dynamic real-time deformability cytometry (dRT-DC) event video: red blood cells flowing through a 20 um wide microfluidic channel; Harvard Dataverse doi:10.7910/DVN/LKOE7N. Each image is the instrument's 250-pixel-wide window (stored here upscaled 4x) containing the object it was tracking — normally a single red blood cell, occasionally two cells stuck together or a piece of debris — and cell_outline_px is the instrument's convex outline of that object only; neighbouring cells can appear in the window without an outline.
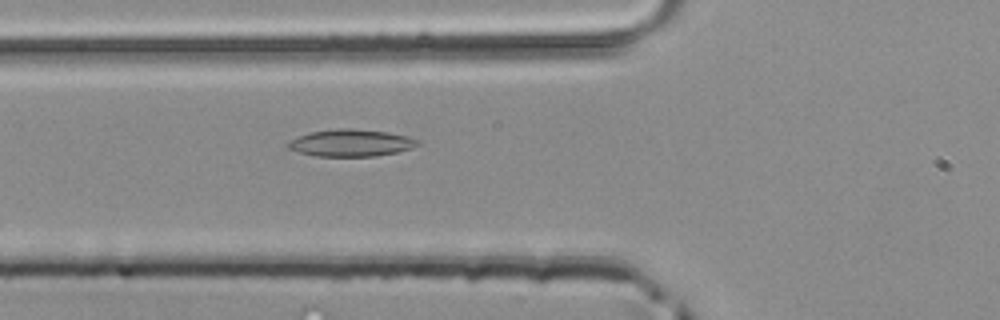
{"species": "common noctule bat (a hibernating species)", "species_latin": "Nyctalus noctula", "temperature_condition": "room temperature", "stored_images_in_passage": 42, "camera_frame_rate_fps": 3000, "um_per_image_px": 0.085, "animal": {"sex": "male", "body_mass_g": 20.4}, "frame": {"image": 1, "passage_image": 11, "time_ms": 3.333, "image_size_px": [1000, 320], "cell_outline_px": [[420, 144], [412, 148], [396, 152], [376, 156], [316, 156], [300, 152], [288, 148], [288, 140], [296, 136], [308, 132], [336, 128], [352, 128], [388, 132], [408, 136], [420, 140]], "centroid_in_image_um": [29.83, 12.13], "position_along_channel_um": 96.0, "area_um2": 20.63}}
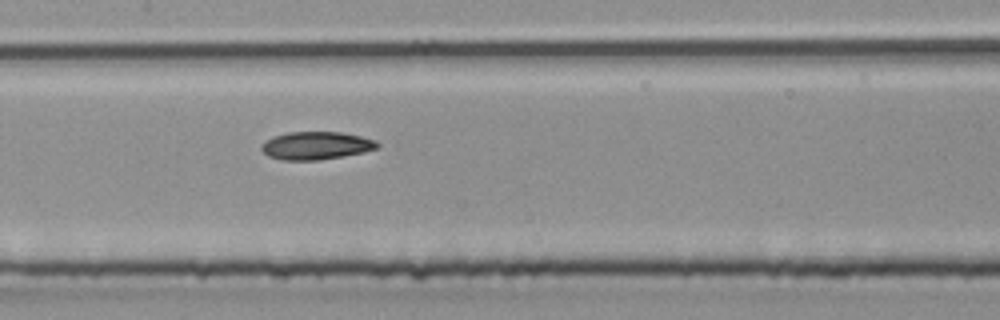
{"frame": {"image": 2, "passage_image": 17, "time_ms": 5.333, "image_size_px": [1000, 320], "cell_outline_px": [[380, 148], [364, 152], [320, 160], [280, 160], [268, 156], [260, 148], [260, 144], [272, 136], [288, 132], [340, 132], [360, 136], [376, 140], [380, 144]], "centroid_in_image_um": [26.86, 12.37], "position_along_channel_um": 180.5, "area_um2": 19.02}}
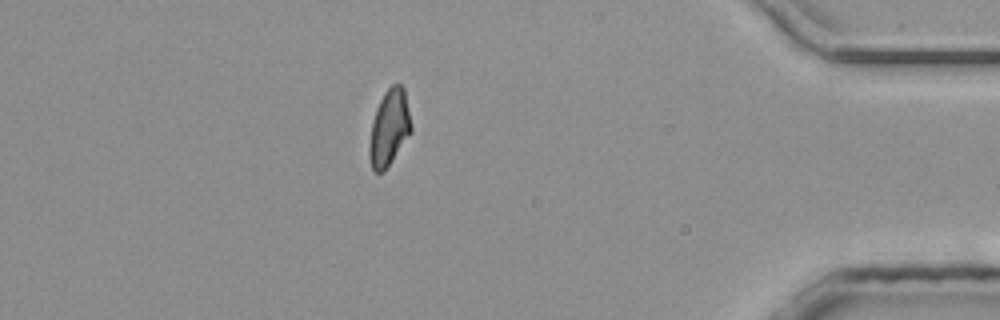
{"frame": {"image": 3, "passage_image": 36, "time_ms": 11.667, "image_size_px": [1000, 320], "cell_outline_px": [[412, 132], [384, 172], [372, 172], [368, 156], [368, 148], [372, 120], [376, 108], [384, 92], [392, 84], [400, 84], [404, 88], [412, 124]], "centroid_in_image_um": [33.07, 10.89], "position_along_channel_um": 402.1, "area_um2": 18.9}}